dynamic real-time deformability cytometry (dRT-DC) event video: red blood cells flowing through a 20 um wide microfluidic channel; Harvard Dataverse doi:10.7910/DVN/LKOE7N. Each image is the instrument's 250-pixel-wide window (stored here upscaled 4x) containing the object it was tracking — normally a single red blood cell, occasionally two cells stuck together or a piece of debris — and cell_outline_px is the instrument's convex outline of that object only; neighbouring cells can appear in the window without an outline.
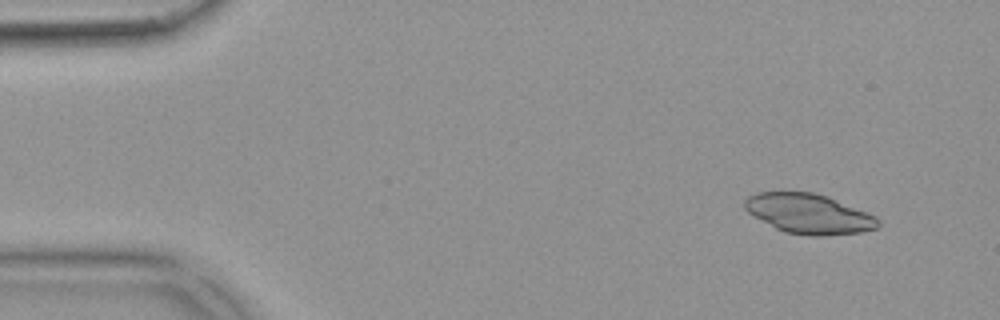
{"species": "common noctule bat (a hibernating species)", "species_latin": "Nyctalus noctula", "temperature_condition": "warm", "stored_images_in_passage": 49, "camera_frame_rate_fps": 3000, "um_per_image_px": 0.085, "animal": {"sex": "female", "body_mass_g": 18.4}, "frame": {"image": 1, "passage_image": 2, "time_ms": 0.333, "image_size_px": [1000, 320], "cell_outline_px": [[880, 224], [876, 228], [860, 232], [824, 236], [808, 236], [784, 232], [752, 216], [744, 208], [744, 200], [748, 196], [756, 192], [812, 192], [824, 196], [876, 216], [880, 220]], "centroid_in_image_um": [68.7, 18.18], "position_along_channel_um": 16.3, "area_um2": 30.75}}
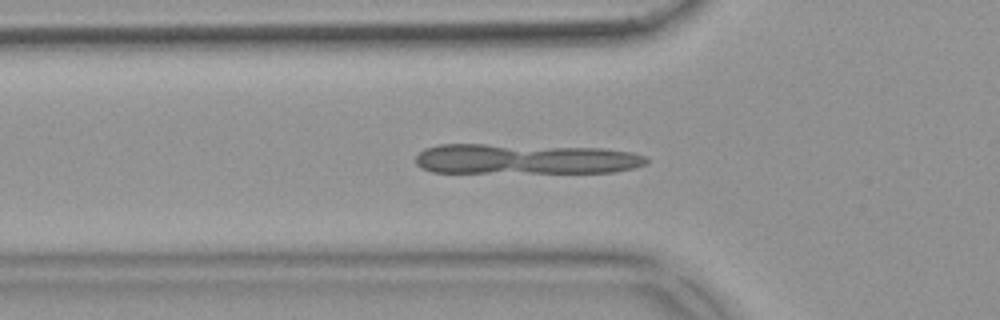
{"frame": {"image": 2, "passage_image": 15, "time_ms": 4.667, "image_size_px": [1000, 320], "cell_outline_px": [[648, 164], [636, 168], [616, 172], [432, 172], [420, 168], [416, 164], [416, 156], [424, 148], [440, 144], [484, 144], [600, 148], [632, 152], [644, 156], [648, 160]], "centroid_in_image_um": [44.64, 13.52], "position_along_channel_um": 81.2, "area_um2": 40.75}}
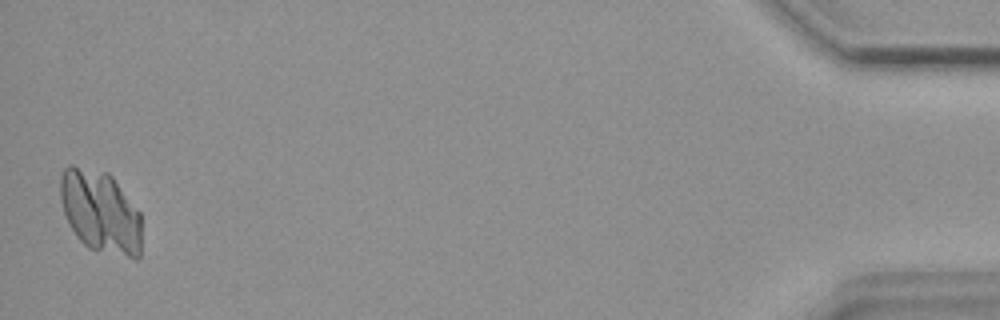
{"frame": {"image": 3, "passage_image": 49, "time_ms": 16.0, "image_size_px": [1000, 320], "cell_outline_px": [[140, 260], [136, 260], [88, 248], [76, 236], [64, 212], [60, 196], [60, 176], [64, 168], [68, 164], [72, 164], [108, 172], [112, 176], [140, 212]], "centroid_in_image_um": [8.53, 17.99], "position_along_channel_um": 426.7, "area_um2": 39.42}}